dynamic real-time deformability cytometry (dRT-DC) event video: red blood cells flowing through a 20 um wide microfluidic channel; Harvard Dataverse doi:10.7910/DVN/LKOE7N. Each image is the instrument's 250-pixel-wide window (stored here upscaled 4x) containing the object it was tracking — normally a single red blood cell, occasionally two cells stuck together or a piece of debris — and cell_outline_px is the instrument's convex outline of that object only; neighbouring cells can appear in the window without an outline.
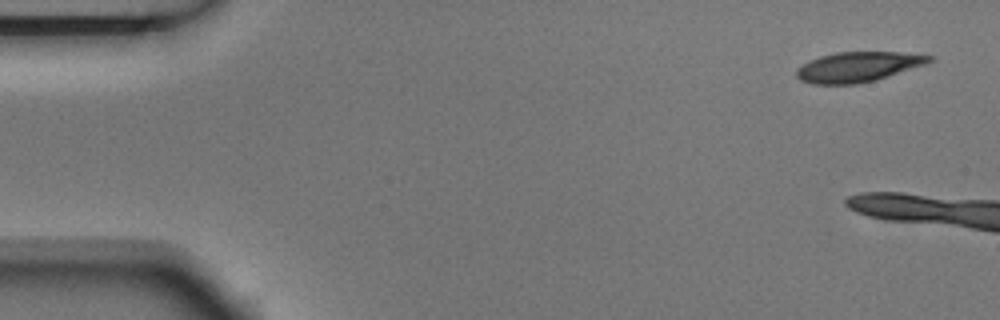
{"species": "Egyptian fruit bat (a non-hibernating species)", "species_latin": "Rousettus aegyptiacus", "temperature_condition": "room temperature", "stored_images_in_passage": 4, "camera_frame_rate_fps": 3000, "um_per_image_px": 0.085, "animal": {"sex": "male"}, "frame": {"image": 1, "passage_image": 1, "time_ms": 0.0, "image_size_px": [1000, 320], "cell_outline_px": [[936, 60], [928, 64], [876, 80], [856, 84], [812, 84], [800, 80], [796, 76], [796, 72], [808, 60], [820, 56], [836, 52], [900, 52], [936, 56]], "centroid_in_image_um": [73.01, 5.68], "position_along_channel_um": 12.0, "area_um2": 23.47}}